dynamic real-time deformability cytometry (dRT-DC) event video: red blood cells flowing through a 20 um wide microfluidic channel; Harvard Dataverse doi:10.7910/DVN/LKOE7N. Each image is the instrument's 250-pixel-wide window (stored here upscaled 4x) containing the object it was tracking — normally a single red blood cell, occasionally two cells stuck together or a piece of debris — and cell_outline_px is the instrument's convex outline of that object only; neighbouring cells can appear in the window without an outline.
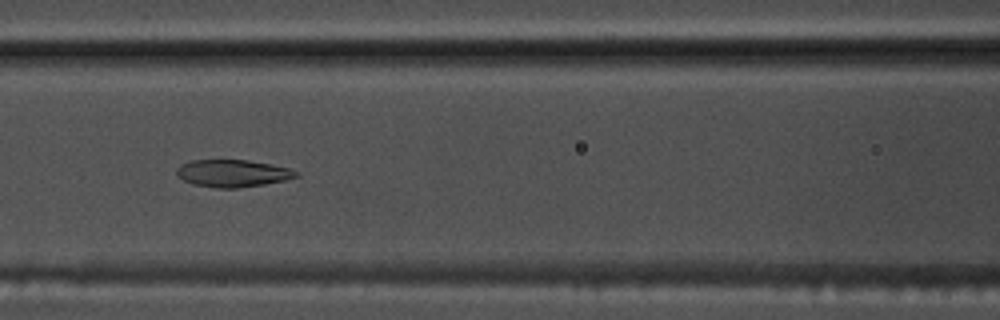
{"species": "common noctule bat (a hibernating species)", "species_latin": "Nyctalus noctula", "temperature_condition": "warm", "stored_images_in_passage": 55, "camera_frame_rate_fps": 3000, "um_per_image_px": 0.085, "animal": {"sex": "male", "body_mass_g": 17.5, "forearm_length_mm": 52.3}, "frame": {"image": 1, "passage_image": 24, "time_ms": 7.667, "image_size_px": [1000, 320], "cell_outline_px": [[300, 176], [284, 180], [264, 184], [236, 188], [216, 188], [192, 184], [176, 176], [176, 168], [180, 164], [192, 160], [248, 160], [272, 164], [288, 168], [300, 172]], "centroid_in_image_um": [19.76, 14.73], "position_along_channel_um": 146.8, "area_um2": 19.13}}
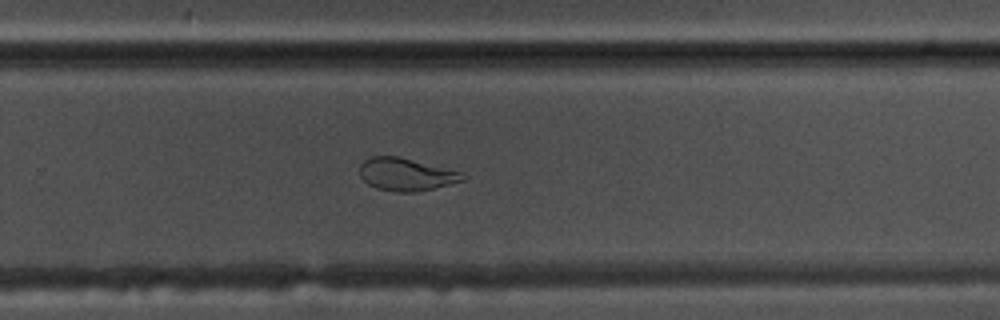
{"frame": {"image": 2, "passage_image": 36, "time_ms": 11.667, "image_size_px": [1000, 320], "cell_outline_px": [[468, 176], [464, 180], [416, 192], [396, 192], [376, 188], [368, 184], [360, 176], [360, 164], [364, 160], [372, 156], [396, 156], [464, 172]], "centroid_in_image_um": [34.52, 14.82], "position_along_channel_um": 295.3, "area_um2": 19.54}}
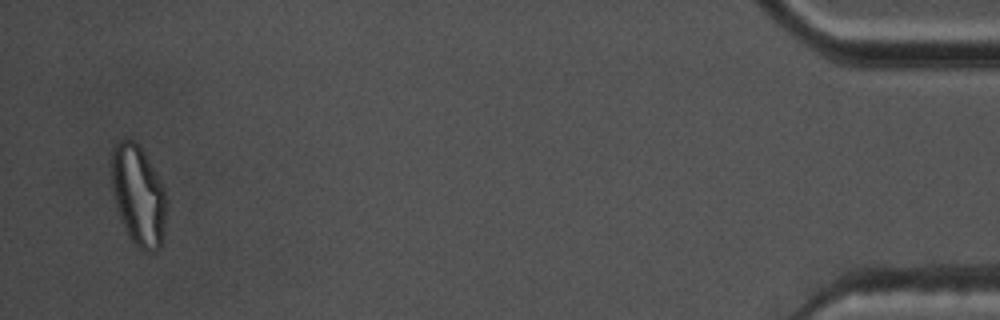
{"frame": {"image": 3, "passage_image": 53, "time_ms": 17.333, "image_size_px": [1000, 320], "cell_outline_px": [[168, 200], [160, 248], [156, 252], [144, 252], [136, 248], [128, 236], [120, 216], [112, 192], [112, 148], [120, 140], [136, 140], [140, 144], [160, 180], [164, 188]], "centroid_in_image_um": [11.78, 16.63], "position_along_channel_um": 423.4, "area_um2": 32.37}, "authors_computed_cell_mechanics": {"area_um2": 22.7732, "velocity_mm_per_s": 3.7215, "shape_relaxation_time_tau1_ms": null, "shape_relaxation_time_tau2_ms": 1.9854, "deformation_change_tau1": null, "deformation_change_tau2": 0.0884}}